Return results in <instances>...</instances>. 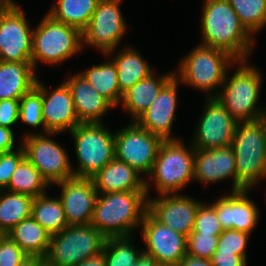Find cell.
<instances>
[{
  "label": "cell",
  "instance_id": "obj_1",
  "mask_svg": "<svg viewBox=\"0 0 266 266\" xmlns=\"http://www.w3.org/2000/svg\"><path fill=\"white\" fill-rule=\"evenodd\" d=\"M201 26V45L228 52L238 60H248L254 48L253 37L241 24L228 0H205Z\"/></svg>",
  "mask_w": 266,
  "mask_h": 266
},
{
  "label": "cell",
  "instance_id": "obj_2",
  "mask_svg": "<svg viewBox=\"0 0 266 266\" xmlns=\"http://www.w3.org/2000/svg\"><path fill=\"white\" fill-rule=\"evenodd\" d=\"M148 211L146 191L98 193L91 225L106 238L129 236Z\"/></svg>",
  "mask_w": 266,
  "mask_h": 266
},
{
  "label": "cell",
  "instance_id": "obj_3",
  "mask_svg": "<svg viewBox=\"0 0 266 266\" xmlns=\"http://www.w3.org/2000/svg\"><path fill=\"white\" fill-rule=\"evenodd\" d=\"M231 146L235 154L236 191H252L266 177V117L238 122Z\"/></svg>",
  "mask_w": 266,
  "mask_h": 266
},
{
  "label": "cell",
  "instance_id": "obj_4",
  "mask_svg": "<svg viewBox=\"0 0 266 266\" xmlns=\"http://www.w3.org/2000/svg\"><path fill=\"white\" fill-rule=\"evenodd\" d=\"M236 65L232 76L226 73L216 98L237 122L266 117V107L258 106L263 85L261 71L247 60H238Z\"/></svg>",
  "mask_w": 266,
  "mask_h": 266
},
{
  "label": "cell",
  "instance_id": "obj_5",
  "mask_svg": "<svg viewBox=\"0 0 266 266\" xmlns=\"http://www.w3.org/2000/svg\"><path fill=\"white\" fill-rule=\"evenodd\" d=\"M236 61L224 50L198 44L178 62L174 76L181 84L204 91L208 98L216 97L228 68L235 66Z\"/></svg>",
  "mask_w": 266,
  "mask_h": 266
},
{
  "label": "cell",
  "instance_id": "obj_6",
  "mask_svg": "<svg viewBox=\"0 0 266 266\" xmlns=\"http://www.w3.org/2000/svg\"><path fill=\"white\" fill-rule=\"evenodd\" d=\"M194 163L195 148L192 145L186 146L181 139L163 141L152 171L145 179L147 196L150 197L153 184L159 195L178 194L194 181Z\"/></svg>",
  "mask_w": 266,
  "mask_h": 266
},
{
  "label": "cell",
  "instance_id": "obj_7",
  "mask_svg": "<svg viewBox=\"0 0 266 266\" xmlns=\"http://www.w3.org/2000/svg\"><path fill=\"white\" fill-rule=\"evenodd\" d=\"M82 48L81 30L46 14L33 30L31 63L37 72L39 61L53 66L61 64L74 57Z\"/></svg>",
  "mask_w": 266,
  "mask_h": 266
},
{
  "label": "cell",
  "instance_id": "obj_8",
  "mask_svg": "<svg viewBox=\"0 0 266 266\" xmlns=\"http://www.w3.org/2000/svg\"><path fill=\"white\" fill-rule=\"evenodd\" d=\"M69 134L74 140V177L92 178L115 158V133L102 123H80Z\"/></svg>",
  "mask_w": 266,
  "mask_h": 266
},
{
  "label": "cell",
  "instance_id": "obj_9",
  "mask_svg": "<svg viewBox=\"0 0 266 266\" xmlns=\"http://www.w3.org/2000/svg\"><path fill=\"white\" fill-rule=\"evenodd\" d=\"M106 239L91 224L68 225L61 232L51 235L45 258L55 266H75L103 252Z\"/></svg>",
  "mask_w": 266,
  "mask_h": 266
},
{
  "label": "cell",
  "instance_id": "obj_10",
  "mask_svg": "<svg viewBox=\"0 0 266 266\" xmlns=\"http://www.w3.org/2000/svg\"><path fill=\"white\" fill-rule=\"evenodd\" d=\"M61 133L38 134L27 132L21 138L25 157L40 172L49 185L73 178V166L68 153L52 135Z\"/></svg>",
  "mask_w": 266,
  "mask_h": 266
},
{
  "label": "cell",
  "instance_id": "obj_11",
  "mask_svg": "<svg viewBox=\"0 0 266 266\" xmlns=\"http://www.w3.org/2000/svg\"><path fill=\"white\" fill-rule=\"evenodd\" d=\"M122 0H99L88 26L82 31L83 47L100 50L103 55L115 53L127 32V23L120 10Z\"/></svg>",
  "mask_w": 266,
  "mask_h": 266
},
{
  "label": "cell",
  "instance_id": "obj_12",
  "mask_svg": "<svg viewBox=\"0 0 266 266\" xmlns=\"http://www.w3.org/2000/svg\"><path fill=\"white\" fill-rule=\"evenodd\" d=\"M163 140L135 121L115 131V158L146 177L151 173Z\"/></svg>",
  "mask_w": 266,
  "mask_h": 266
},
{
  "label": "cell",
  "instance_id": "obj_13",
  "mask_svg": "<svg viewBox=\"0 0 266 266\" xmlns=\"http://www.w3.org/2000/svg\"><path fill=\"white\" fill-rule=\"evenodd\" d=\"M19 6L0 11V61L31 62L34 29Z\"/></svg>",
  "mask_w": 266,
  "mask_h": 266
},
{
  "label": "cell",
  "instance_id": "obj_14",
  "mask_svg": "<svg viewBox=\"0 0 266 266\" xmlns=\"http://www.w3.org/2000/svg\"><path fill=\"white\" fill-rule=\"evenodd\" d=\"M237 121L216 97L206 98L191 145L195 149H218L231 145Z\"/></svg>",
  "mask_w": 266,
  "mask_h": 266
},
{
  "label": "cell",
  "instance_id": "obj_15",
  "mask_svg": "<svg viewBox=\"0 0 266 266\" xmlns=\"http://www.w3.org/2000/svg\"><path fill=\"white\" fill-rule=\"evenodd\" d=\"M140 228L144 252L154 256L161 266H177L187 254V236L158 222L148 211Z\"/></svg>",
  "mask_w": 266,
  "mask_h": 266
},
{
  "label": "cell",
  "instance_id": "obj_16",
  "mask_svg": "<svg viewBox=\"0 0 266 266\" xmlns=\"http://www.w3.org/2000/svg\"><path fill=\"white\" fill-rule=\"evenodd\" d=\"M202 203L203 201H197L188 195L163 194L148 197V212L158 222L188 236L193 230L195 216Z\"/></svg>",
  "mask_w": 266,
  "mask_h": 266
},
{
  "label": "cell",
  "instance_id": "obj_17",
  "mask_svg": "<svg viewBox=\"0 0 266 266\" xmlns=\"http://www.w3.org/2000/svg\"><path fill=\"white\" fill-rule=\"evenodd\" d=\"M179 84L181 85L180 81L173 76L162 87L148 109L135 120L139 126L163 141L179 139L171 133L178 105Z\"/></svg>",
  "mask_w": 266,
  "mask_h": 266
},
{
  "label": "cell",
  "instance_id": "obj_18",
  "mask_svg": "<svg viewBox=\"0 0 266 266\" xmlns=\"http://www.w3.org/2000/svg\"><path fill=\"white\" fill-rule=\"evenodd\" d=\"M36 86L41 90L42 118L47 132H70L80 124L72 93L66 82L49 91L37 78Z\"/></svg>",
  "mask_w": 266,
  "mask_h": 266
},
{
  "label": "cell",
  "instance_id": "obj_19",
  "mask_svg": "<svg viewBox=\"0 0 266 266\" xmlns=\"http://www.w3.org/2000/svg\"><path fill=\"white\" fill-rule=\"evenodd\" d=\"M68 225L91 224L97 190L91 178L73 177L56 184Z\"/></svg>",
  "mask_w": 266,
  "mask_h": 266
},
{
  "label": "cell",
  "instance_id": "obj_20",
  "mask_svg": "<svg viewBox=\"0 0 266 266\" xmlns=\"http://www.w3.org/2000/svg\"><path fill=\"white\" fill-rule=\"evenodd\" d=\"M250 190L224 194L209 203L216 211L223 230H238L250 234L258 224L260 212L249 198Z\"/></svg>",
  "mask_w": 266,
  "mask_h": 266
},
{
  "label": "cell",
  "instance_id": "obj_21",
  "mask_svg": "<svg viewBox=\"0 0 266 266\" xmlns=\"http://www.w3.org/2000/svg\"><path fill=\"white\" fill-rule=\"evenodd\" d=\"M232 178L236 192L235 154L231 145L218 149H195L194 181L211 184Z\"/></svg>",
  "mask_w": 266,
  "mask_h": 266
},
{
  "label": "cell",
  "instance_id": "obj_22",
  "mask_svg": "<svg viewBox=\"0 0 266 266\" xmlns=\"http://www.w3.org/2000/svg\"><path fill=\"white\" fill-rule=\"evenodd\" d=\"M65 82L71 90L80 123H103V116L115 108L80 73L71 74Z\"/></svg>",
  "mask_w": 266,
  "mask_h": 266
},
{
  "label": "cell",
  "instance_id": "obj_23",
  "mask_svg": "<svg viewBox=\"0 0 266 266\" xmlns=\"http://www.w3.org/2000/svg\"><path fill=\"white\" fill-rule=\"evenodd\" d=\"M139 172L116 158L91 179L97 193L145 191V179Z\"/></svg>",
  "mask_w": 266,
  "mask_h": 266
},
{
  "label": "cell",
  "instance_id": "obj_24",
  "mask_svg": "<svg viewBox=\"0 0 266 266\" xmlns=\"http://www.w3.org/2000/svg\"><path fill=\"white\" fill-rule=\"evenodd\" d=\"M173 71L162 75L150 74L123 93L121 107L135 121L156 99L162 87L174 76Z\"/></svg>",
  "mask_w": 266,
  "mask_h": 266
},
{
  "label": "cell",
  "instance_id": "obj_25",
  "mask_svg": "<svg viewBox=\"0 0 266 266\" xmlns=\"http://www.w3.org/2000/svg\"><path fill=\"white\" fill-rule=\"evenodd\" d=\"M31 62L0 61V100L20 99L37 81Z\"/></svg>",
  "mask_w": 266,
  "mask_h": 266
},
{
  "label": "cell",
  "instance_id": "obj_26",
  "mask_svg": "<svg viewBox=\"0 0 266 266\" xmlns=\"http://www.w3.org/2000/svg\"><path fill=\"white\" fill-rule=\"evenodd\" d=\"M118 51L115 56L112 53H108L106 57H113H110V59L117 68L119 89L124 93L137 82L147 78L153 73V70H151L150 65L134 46L122 47Z\"/></svg>",
  "mask_w": 266,
  "mask_h": 266
},
{
  "label": "cell",
  "instance_id": "obj_27",
  "mask_svg": "<svg viewBox=\"0 0 266 266\" xmlns=\"http://www.w3.org/2000/svg\"><path fill=\"white\" fill-rule=\"evenodd\" d=\"M6 235L28 256L46 257L49 251L51 234L31 216L23 219Z\"/></svg>",
  "mask_w": 266,
  "mask_h": 266
},
{
  "label": "cell",
  "instance_id": "obj_28",
  "mask_svg": "<svg viewBox=\"0 0 266 266\" xmlns=\"http://www.w3.org/2000/svg\"><path fill=\"white\" fill-rule=\"evenodd\" d=\"M79 73L114 107L120 106L123 93L119 89L116 65L110 58Z\"/></svg>",
  "mask_w": 266,
  "mask_h": 266
},
{
  "label": "cell",
  "instance_id": "obj_29",
  "mask_svg": "<svg viewBox=\"0 0 266 266\" xmlns=\"http://www.w3.org/2000/svg\"><path fill=\"white\" fill-rule=\"evenodd\" d=\"M99 0H56L47 14L56 21L83 31L89 24Z\"/></svg>",
  "mask_w": 266,
  "mask_h": 266
},
{
  "label": "cell",
  "instance_id": "obj_30",
  "mask_svg": "<svg viewBox=\"0 0 266 266\" xmlns=\"http://www.w3.org/2000/svg\"><path fill=\"white\" fill-rule=\"evenodd\" d=\"M31 217L51 235L68 226L60 198H52L46 193L33 198Z\"/></svg>",
  "mask_w": 266,
  "mask_h": 266
},
{
  "label": "cell",
  "instance_id": "obj_31",
  "mask_svg": "<svg viewBox=\"0 0 266 266\" xmlns=\"http://www.w3.org/2000/svg\"><path fill=\"white\" fill-rule=\"evenodd\" d=\"M33 197L26 194L0 191V232L8 233L23 219L31 216Z\"/></svg>",
  "mask_w": 266,
  "mask_h": 266
},
{
  "label": "cell",
  "instance_id": "obj_32",
  "mask_svg": "<svg viewBox=\"0 0 266 266\" xmlns=\"http://www.w3.org/2000/svg\"><path fill=\"white\" fill-rule=\"evenodd\" d=\"M48 187L47 181L25 157L12 174L6 190L35 198L47 193Z\"/></svg>",
  "mask_w": 266,
  "mask_h": 266
},
{
  "label": "cell",
  "instance_id": "obj_33",
  "mask_svg": "<svg viewBox=\"0 0 266 266\" xmlns=\"http://www.w3.org/2000/svg\"><path fill=\"white\" fill-rule=\"evenodd\" d=\"M133 243V235L109 237L103 249L106 266H134L143 252Z\"/></svg>",
  "mask_w": 266,
  "mask_h": 266
},
{
  "label": "cell",
  "instance_id": "obj_34",
  "mask_svg": "<svg viewBox=\"0 0 266 266\" xmlns=\"http://www.w3.org/2000/svg\"><path fill=\"white\" fill-rule=\"evenodd\" d=\"M241 24L253 36L266 27V0H228Z\"/></svg>",
  "mask_w": 266,
  "mask_h": 266
},
{
  "label": "cell",
  "instance_id": "obj_35",
  "mask_svg": "<svg viewBox=\"0 0 266 266\" xmlns=\"http://www.w3.org/2000/svg\"><path fill=\"white\" fill-rule=\"evenodd\" d=\"M19 121L34 128H42L43 134L48 133L42 118L41 90L36 85L20 98Z\"/></svg>",
  "mask_w": 266,
  "mask_h": 266
},
{
  "label": "cell",
  "instance_id": "obj_36",
  "mask_svg": "<svg viewBox=\"0 0 266 266\" xmlns=\"http://www.w3.org/2000/svg\"><path fill=\"white\" fill-rule=\"evenodd\" d=\"M249 235L233 229L223 230L219 235L216 251L235 253L247 262L246 248H248Z\"/></svg>",
  "mask_w": 266,
  "mask_h": 266
},
{
  "label": "cell",
  "instance_id": "obj_37",
  "mask_svg": "<svg viewBox=\"0 0 266 266\" xmlns=\"http://www.w3.org/2000/svg\"><path fill=\"white\" fill-rule=\"evenodd\" d=\"M223 232L215 209L208 203H202L196 213L191 233L220 235Z\"/></svg>",
  "mask_w": 266,
  "mask_h": 266
},
{
  "label": "cell",
  "instance_id": "obj_38",
  "mask_svg": "<svg viewBox=\"0 0 266 266\" xmlns=\"http://www.w3.org/2000/svg\"><path fill=\"white\" fill-rule=\"evenodd\" d=\"M219 235L190 233L187 236V254L210 259L216 251Z\"/></svg>",
  "mask_w": 266,
  "mask_h": 266
},
{
  "label": "cell",
  "instance_id": "obj_39",
  "mask_svg": "<svg viewBox=\"0 0 266 266\" xmlns=\"http://www.w3.org/2000/svg\"><path fill=\"white\" fill-rule=\"evenodd\" d=\"M25 158L22 146L18 149L0 154V189L6 190L11 176L17 169L19 163Z\"/></svg>",
  "mask_w": 266,
  "mask_h": 266
},
{
  "label": "cell",
  "instance_id": "obj_40",
  "mask_svg": "<svg viewBox=\"0 0 266 266\" xmlns=\"http://www.w3.org/2000/svg\"><path fill=\"white\" fill-rule=\"evenodd\" d=\"M28 255L7 235L0 241V266H19Z\"/></svg>",
  "mask_w": 266,
  "mask_h": 266
},
{
  "label": "cell",
  "instance_id": "obj_41",
  "mask_svg": "<svg viewBox=\"0 0 266 266\" xmlns=\"http://www.w3.org/2000/svg\"><path fill=\"white\" fill-rule=\"evenodd\" d=\"M20 99L0 100V126L11 128L19 121Z\"/></svg>",
  "mask_w": 266,
  "mask_h": 266
},
{
  "label": "cell",
  "instance_id": "obj_42",
  "mask_svg": "<svg viewBox=\"0 0 266 266\" xmlns=\"http://www.w3.org/2000/svg\"><path fill=\"white\" fill-rule=\"evenodd\" d=\"M210 260L213 266H247V262L235 253L215 251Z\"/></svg>",
  "mask_w": 266,
  "mask_h": 266
},
{
  "label": "cell",
  "instance_id": "obj_43",
  "mask_svg": "<svg viewBox=\"0 0 266 266\" xmlns=\"http://www.w3.org/2000/svg\"><path fill=\"white\" fill-rule=\"evenodd\" d=\"M15 142L13 129L0 126V154L18 149L21 143L16 146Z\"/></svg>",
  "mask_w": 266,
  "mask_h": 266
},
{
  "label": "cell",
  "instance_id": "obj_44",
  "mask_svg": "<svg viewBox=\"0 0 266 266\" xmlns=\"http://www.w3.org/2000/svg\"><path fill=\"white\" fill-rule=\"evenodd\" d=\"M177 266H213L210 259H204L186 254Z\"/></svg>",
  "mask_w": 266,
  "mask_h": 266
},
{
  "label": "cell",
  "instance_id": "obj_45",
  "mask_svg": "<svg viewBox=\"0 0 266 266\" xmlns=\"http://www.w3.org/2000/svg\"><path fill=\"white\" fill-rule=\"evenodd\" d=\"M75 266H106L104 253L101 252L100 254H98L96 256L82 260L81 262H79Z\"/></svg>",
  "mask_w": 266,
  "mask_h": 266
},
{
  "label": "cell",
  "instance_id": "obj_46",
  "mask_svg": "<svg viewBox=\"0 0 266 266\" xmlns=\"http://www.w3.org/2000/svg\"><path fill=\"white\" fill-rule=\"evenodd\" d=\"M134 266H161L154 256H151L144 251L139 256Z\"/></svg>",
  "mask_w": 266,
  "mask_h": 266
},
{
  "label": "cell",
  "instance_id": "obj_47",
  "mask_svg": "<svg viewBox=\"0 0 266 266\" xmlns=\"http://www.w3.org/2000/svg\"><path fill=\"white\" fill-rule=\"evenodd\" d=\"M44 259L40 256H27L19 266H39Z\"/></svg>",
  "mask_w": 266,
  "mask_h": 266
},
{
  "label": "cell",
  "instance_id": "obj_48",
  "mask_svg": "<svg viewBox=\"0 0 266 266\" xmlns=\"http://www.w3.org/2000/svg\"><path fill=\"white\" fill-rule=\"evenodd\" d=\"M14 2V0H0V11L9 8Z\"/></svg>",
  "mask_w": 266,
  "mask_h": 266
},
{
  "label": "cell",
  "instance_id": "obj_49",
  "mask_svg": "<svg viewBox=\"0 0 266 266\" xmlns=\"http://www.w3.org/2000/svg\"><path fill=\"white\" fill-rule=\"evenodd\" d=\"M39 266H55L50 263L46 258L39 264Z\"/></svg>",
  "mask_w": 266,
  "mask_h": 266
},
{
  "label": "cell",
  "instance_id": "obj_50",
  "mask_svg": "<svg viewBox=\"0 0 266 266\" xmlns=\"http://www.w3.org/2000/svg\"><path fill=\"white\" fill-rule=\"evenodd\" d=\"M6 234L0 232V241Z\"/></svg>",
  "mask_w": 266,
  "mask_h": 266
}]
</instances>
